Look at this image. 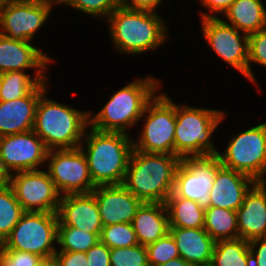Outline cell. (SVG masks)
<instances>
[{"label":"cell","mask_w":266,"mask_h":266,"mask_svg":"<svg viewBox=\"0 0 266 266\" xmlns=\"http://www.w3.org/2000/svg\"><path fill=\"white\" fill-rule=\"evenodd\" d=\"M160 266H196L194 264H191L189 262H186L184 259L181 257L169 260L168 262L160 265Z\"/></svg>","instance_id":"obj_43"},{"label":"cell","mask_w":266,"mask_h":266,"mask_svg":"<svg viewBox=\"0 0 266 266\" xmlns=\"http://www.w3.org/2000/svg\"><path fill=\"white\" fill-rule=\"evenodd\" d=\"M169 227L179 228H203L205 219V208L196 201L182 197H168L165 202Z\"/></svg>","instance_id":"obj_25"},{"label":"cell","mask_w":266,"mask_h":266,"mask_svg":"<svg viewBox=\"0 0 266 266\" xmlns=\"http://www.w3.org/2000/svg\"><path fill=\"white\" fill-rule=\"evenodd\" d=\"M238 238L251 241L266 236V182H256L236 210Z\"/></svg>","instance_id":"obj_20"},{"label":"cell","mask_w":266,"mask_h":266,"mask_svg":"<svg viewBox=\"0 0 266 266\" xmlns=\"http://www.w3.org/2000/svg\"><path fill=\"white\" fill-rule=\"evenodd\" d=\"M221 166L217 155L181 158L175 173L173 192L168 197L190 199L207 208L209 192Z\"/></svg>","instance_id":"obj_10"},{"label":"cell","mask_w":266,"mask_h":266,"mask_svg":"<svg viewBox=\"0 0 266 266\" xmlns=\"http://www.w3.org/2000/svg\"><path fill=\"white\" fill-rule=\"evenodd\" d=\"M157 12L120 6L106 19L110 37L119 52L142 54L157 49L169 38L165 20Z\"/></svg>","instance_id":"obj_3"},{"label":"cell","mask_w":266,"mask_h":266,"mask_svg":"<svg viewBox=\"0 0 266 266\" xmlns=\"http://www.w3.org/2000/svg\"><path fill=\"white\" fill-rule=\"evenodd\" d=\"M149 266H160L180 257L174 238L168 233L156 242L146 246Z\"/></svg>","instance_id":"obj_33"},{"label":"cell","mask_w":266,"mask_h":266,"mask_svg":"<svg viewBox=\"0 0 266 266\" xmlns=\"http://www.w3.org/2000/svg\"><path fill=\"white\" fill-rule=\"evenodd\" d=\"M47 82H40L22 98L0 101V137L33 130L37 104L48 88Z\"/></svg>","instance_id":"obj_19"},{"label":"cell","mask_w":266,"mask_h":266,"mask_svg":"<svg viewBox=\"0 0 266 266\" xmlns=\"http://www.w3.org/2000/svg\"><path fill=\"white\" fill-rule=\"evenodd\" d=\"M111 266H149L146 246L138 244L131 247L110 249Z\"/></svg>","instance_id":"obj_34"},{"label":"cell","mask_w":266,"mask_h":266,"mask_svg":"<svg viewBox=\"0 0 266 266\" xmlns=\"http://www.w3.org/2000/svg\"><path fill=\"white\" fill-rule=\"evenodd\" d=\"M103 227L118 223H131L143 203L122 185L96 186L92 191Z\"/></svg>","instance_id":"obj_18"},{"label":"cell","mask_w":266,"mask_h":266,"mask_svg":"<svg viewBox=\"0 0 266 266\" xmlns=\"http://www.w3.org/2000/svg\"><path fill=\"white\" fill-rule=\"evenodd\" d=\"M53 1L7 0L0 7V34L10 39L32 41L50 15Z\"/></svg>","instance_id":"obj_11"},{"label":"cell","mask_w":266,"mask_h":266,"mask_svg":"<svg viewBox=\"0 0 266 266\" xmlns=\"http://www.w3.org/2000/svg\"><path fill=\"white\" fill-rule=\"evenodd\" d=\"M80 148L96 186L122 185L133 150V139L123 132L100 131L89 126ZM87 149V150H86Z\"/></svg>","instance_id":"obj_1"},{"label":"cell","mask_w":266,"mask_h":266,"mask_svg":"<svg viewBox=\"0 0 266 266\" xmlns=\"http://www.w3.org/2000/svg\"><path fill=\"white\" fill-rule=\"evenodd\" d=\"M162 0H122V6L133 10L157 12L156 8Z\"/></svg>","instance_id":"obj_41"},{"label":"cell","mask_w":266,"mask_h":266,"mask_svg":"<svg viewBox=\"0 0 266 266\" xmlns=\"http://www.w3.org/2000/svg\"><path fill=\"white\" fill-rule=\"evenodd\" d=\"M138 243L144 246L169 233V216L164 203H142L132 220Z\"/></svg>","instance_id":"obj_23"},{"label":"cell","mask_w":266,"mask_h":266,"mask_svg":"<svg viewBox=\"0 0 266 266\" xmlns=\"http://www.w3.org/2000/svg\"><path fill=\"white\" fill-rule=\"evenodd\" d=\"M160 80L154 77L138 78L112 94L107 104L94 116L89 112V126L100 131L128 134L142 119L147 104L154 98Z\"/></svg>","instance_id":"obj_4"},{"label":"cell","mask_w":266,"mask_h":266,"mask_svg":"<svg viewBox=\"0 0 266 266\" xmlns=\"http://www.w3.org/2000/svg\"><path fill=\"white\" fill-rule=\"evenodd\" d=\"M232 137L224 153L217 154L222 166L266 182V122Z\"/></svg>","instance_id":"obj_9"},{"label":"cell","mask_w":266,"mask_h":266,"mask_svg":"<svg viewBox=\"0 0 266 266\" xmlns=\"http://www.w3.org/2000/svg\"><path fill=\"white\" fill-rule=\"evenodd\" d=\"M52 61L30 41L10 39L0 34V74L35 68V77L40 82H46L45 69Z\"/></svg>","instance_id":"obj_16"},{"label":"cell","mask_w":266,"mask_h":266,"mask_svg":"<svg viewBox=\"0 0 266 266\" xmlns=\"http://www.w3.org/2000/svg\"><path fill=\"white\" fill-rule=\"evenodd\" d=\"M7 0H0V7L6 2Z\"/></svg>","instance_id":"obj_45"},{"label":"cell","mask_w":266,"mask_h":266,"mask_svg":"<svg viewBox=\"0 0 266 266\" xmlns=\"http://www.w3.org/2000/svg\"><path fill=\"white\" fill-rule=\"evenodd\" d=\"M207 44L232 68L248 78V35L220 18L201 19Z\"/></svg>","instance_id":"obj_14"},{"label":"cell","mask_w":266,"mask_h":266,"mask_svg":"<svg viewBox=\"0 0 266 266\" xmlns=\"http://www.w3.org/2000/svg\"><path fill=\"white\" fill-rule=\"evenodd\" d=\"M227 21L247 35L266 27V7L261 0H235L224 13Z\"/></svg>","instance_id":"obj_24"},{"label":"cell","mask_w":266,"mask_h":266,"mask_svg":"<svg viewBox=\"0 0 266 266\" xmlns=\"http://www.w3.org/2000/svg\"><path fill=\"white\" fill-rule=\"evenodd\" d=\"M225 111L175 103L174 155L180 158L217 155L211 137Z\"/></svg>","instance_id":"obj_6"},{"label":"cell","mask_w":266,"mask_h":266,"mask_svg":"<svg viewBox=\"0 0 266 266\" xmlns=\"http://www.w3.org/2000/svg\"><path fill=\"white\" fill-rule=\"evenodd\" d=\"M10 187L24 211L57 213L62 195L47 171L12 173Z\"/></svg>","instance_id":"obj_13"},{"label":"cell","mask_w":266,"mask_h":266,"mask_svg":"<svg viewBox=\"0 0 266 266\" xmlns=\"http://www.w3.org/2000/svg\"><path fill=\"white\" fill-rule=\"evenodd\" d=\"M142 117H145V124L138 142L133 140V149L145 153L174 155V101L165 93L156 94L147 104Z\"/></svg>","instance_id":"obj_8"},{"label":"cell","mask_w":266,"mask_h":266,"mask_svg":"<svg viewBox=\"0 0 266 266\" xmlns=\"http://www.w3.org/2000/svg\"><path fill=\"white\" fill-rule=\"evenodd\" d=\"M42 257L13 249H0V266H36Z\"/></svg>","instance_id":"obj_36"},{"label":"cell","mask_w":266,"mask_h":266,"mask_svg":"<svg viewBox=\"0 0 266 266\" xmlns=\"http://www.w3.org/2000/svg\"><path fill=\"white\" fill-rule=\"evenodd\" d=\"M58 226H70L99 237L103 228L94 194L79 193L61 196L57 210Z\"/></svg>","instance_id":"obj_17"},{"label":"cell","mask_w":266,"mask_h":266,"mask_svg":"<svg viewBox=\"0 0 266 266\" xmlns=\"http://www.w3.org/2000/svg\"><path fill=\"white\" fill-rule=\"evenodd\" d=\"M48 173L61 195L91 193L95 185L82 149L49 150Z\"/></svg>","instance_id":"obj_12"},{"label":"cell","mask_w":266,"mask_h":266,"mask_svg":"<svg viewBox=\"0 0 266 266\" xmlns=\"http://www.w3.org/2000/svg\"><path fill=\"white\" fill-rule=\"evenodd\" d=\"M180 257L196 266H209L216 242L204 228L169 227Z\"/></svg>","instance_id":"obj_22"},{"label":"cell","mask_w":266,"mask_h":266,"mask_svg":"<svg viewBox=\"0 0 266 266\" xmlns=\"http://www.w3.org/2000/svg\"><path fill=\"white\" fill-rule=\"evenodd\" d=\"M58 216L52 212L25 211L0 249L29 252L40 257L55 255L58 248Z\"/></svg>","instance_id":"obj_7"},{"label":"cell","mask_w":266,"mask_h":266,"mask_svg":"<svg viewBox=\"0 0 266 266\" xmlns=\"http://www.w3.org/2000/svg\"><path fill=\"white\" fill-rule=\"evenodd\" d=\"M209 266H252L249 241L241 238L217 241Z\"/></svg>","instance_id":"obj_27"},{"label":"cell","mask_w":266,"mask_h":266,"mask_svg":"<svg viewBox=\"0 0 266 266\" xmlns=\"http://www.w3.org/2000/svg\"><path fill=\"white\" fill-rule=\"evenodd\" d=\"M203 228L215 242L237 239V213L229 209L207 207Z\"/></svg>","instance_id":"obj_26"},{"label":"cell","mask_w":266,"mask_h":266,"mask_svg":"<svg viewBox=\"0 0 266 266\" xmlns=\"http://www.w3.org/2000/svg\"><path fill=\"white\" fill-rule=\"evenodd\" d=\"M251 62L266 68V27L248 35V79L258 85L250 67Z\"/></svg>","instance_id":"obj_35"},{"label":"cell","mask_w":266,"mask_h":266,"mask_svg":"<svg viewBox=\"0 0 266 266\" xmlns=\"http://www.w3.org/2000/svg\"><path fill=\"white\" fill-rule=\"evenodd\" d=\"M61 3L79 12L106 20L115 9L122 5V0H59L58 4Z\"/></svg>","instance_id":"obj_32"},{"label":"cell","mask_w":266,"mask_h":266,"mask_svg":"<svg viewBox=\"0 0 266 266\" xmlns=\"http://www.w3.org/2000/svg\"><path fill=\"white\" fill-rule=\"evenodd\" d=\"M249 251L252 258V266H266V236L249 241Z\"/></svg>","instance_id":"obj_39"},{"label":"cell","mask_w":266,"mask_h":266,"mask_svg":"<svg viewBox=\"0 0 266 266\" xmlns=\"http://www.w3.org/2000/svg\"><path fill=\"white\" fill-rule=\"evenodd\" d=\"M86 256L88 266H111L110 249L100 240L86 252Z\"/></svg>","instance_id":"obj_37"},{"label":"cell","mask_w":266,"mask_h":266,"mask_svg":"<svg viewBox=\"0 0 266 266\" xmlns=\"http://www.w3.org/2000/svg\"><path fill=\"white\" fill-rule=\"evenodd\" d=\"M178 155L132 150L123 185L143 203H164L173 192Z\"/></svg>","instance_id":"obj_2"},{"label":"cell","mask_w":266,"mask_h":266,"mask_svg":"<svg viewBox=\"0 0 266 266\" xmlns=\"http://www.w3.org/2000/svg\"><path fill=\"white\" fill-rule=\"evenodd\" d=\"M54 256L57 266H88L86 252L57 250Z\"/></svg>","instance_id":"obj_38"},{"label":"cell","mask_w":266,"mask_h":266,"mask_svg":"<svg viewBox=\"0 0 266 266\" xmlns=\"http://www.w3.org/2000/svg\"><path fill=\"white\" fill-rule=\"evenodd\" d=\"M48 151L33 130L0 137V155L11 174L39 170V166L47 161Z\"/></svg>","instance_id":"obj_15"},{"label":"cell","mask_w":266,"mask_h":266,"mask_svg":"<svg viewBox=\"0 0 266 266\" xmlns=\"http://www.w3.org/2000/svg\"><path fill=\"white\" fill-rule=\"evenodd\" d=\"M23 71H10L1 74L0 101H11L28 95L40 81Z\"/></svg>","instance_id":"obj_28"},{"label":"cell","mask_w":266,"mask_h":266,"mask_svg":"<svg viewBox=\"0 0 266 266\" xmlns=\"http://www.w3.org/2000/svg\"><path fill=\"white\" fill-rule=\"evenodd\" d=\"M256 181L246 174L221 166L210 190L208 207L236 211L243 203L246 193Z\"/></svg>","instance_id":"obj_21"},{"label":"cell","mask_w":266,"mask_h":266,"mask_svg":"<svg viewBox=\"0 0 266 266\" xmlns=\"http://www.w3.org/2000/svg\"><path fill=\"white\" fill-rule=\"evenodd\" d=\"M100 240L95 233H89L70 226H58L57 244L59 251L87 252Z\"/></svg>","instance_id":"obj_30"},{"label":"cell","mask_w":266,"mask_h":266,"mask_svg":"<svg viewBox=\"0 0 266 266\" xmlns=\"http://www.w3.org/2000/svg\"><path fill=\"white\" fill-rule=\"evenodd\" d=\"M100 241L109 249L138 245L132 223H118L102 228Z\"/></svg>","instance_id":"obj_31"},{"label":"cell","mask_w":266,"mask_h":266,"mask_svg":"<svg viewBox=\"0 0 266 266\" xmlns=\"http://www.w3.org/2000/svg\"><path fill=\"white\" fill-rule=\"evenodd\" d=\"M11 173L5 167L3 159L0 155V189L10 185Z\"/></svg>","instance_id":"obj_42"},{"label":"cell","mask_w":266,"mask_h":266,"mask_svg":"<svg viewBox=\"0 0 266 266\" xmlns=\"http://www.w3.org/2000/svg\"><path fill=\"white\" fill-rule=\"evenodd\" d=\"M235 0H200L202 5L211 11L210 13L201 12V19L218 18L215 13L224 14Z\"/></svg>","instance_id":"obj_40"},{"label":"cell","mask_w":266,"mask_h":266,"mask_svg":"<svg viewBox=\"0 0 266 266\" xmlns=\"http://www.w3.org/2000/svg\"><path fill=\"white\" fill-rule=\"evenodd\" d=\"M24 212L10 185L0 189V244L9 236Z\"/></svg>","instance_id":"obj_29"},{"label":"cell","mask_w":266,"mask_h":266,"mask_svg":"<svg viewBox=\"0 0 266 266\" xmlns=\"http://www.w3.org/2000/svg\"><path fill=\"white\" fill-rule=\"evenodd\" d=\"M46 93L39 98L33 131L48 150L79 148L89 127V111L47 99Z\"/></svg>","instance_id":"obj_5"},{"label":"cell","mask_w":266,"mask_h":266,"mask_svg":"<svg viewBox=\"0 0 266 266\" xmlns=\"http://www.w3.org/2000/svg\"><path fill=\"white\" fill-rule=\"evenodd\" d=\"M40 1H53V2H56V3L59 2V0H40Z\"/></svg>","instance_id":"obj_46"},{"label":"cell","mask_w":266,"mask_h":266,"mask_svg":"<svg viewBox=\"0 0 266 266\" xmlns=\"http://www.w3.org/2000/svg\"><path fill=\"white\" fill-rule=\"evenodd\" d=\"M36 266H57L55 256L43 257L41 258Z\"/></svg>","instance_id":"obj_44"}]
</instances>
